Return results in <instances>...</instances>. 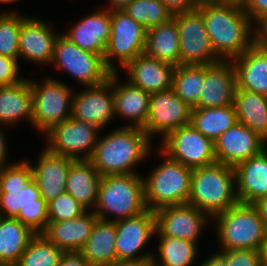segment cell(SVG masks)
<instances>
[{
    "mask_svg": "<svg viewBox=\"0 0 267 266\" xmlns=\"http://www.w3.org/2000/svg\"><path fill=\"white\" fill-rule=\"evenodd\" d=\"M27 119L32 125V91L29 79L0 86V125H13Z\"/></svg>",
    "mask_w": 267,
    "mask_h": 266,
    "instance_id": "obj_31",
    "label": "cell"
},
{
    "mask_svg": "<svg viewBox=\"0 0 267 266\" xmlns=\"http://www.w3.org/2000/svg\"><path fill=\"white\" fill-rule=\"evenodd\" d=\"M94 208L92 211L98 219L105 221L116 222L140 215L147 210L142 176L139 174L102 176ZM108 213L115 214V217L111 219Z\"/></svg>",
    "mask_w": 267,
    "mask_h": 266,
    "instance_id": "obj_5",
    "label": "cell"
},
{
    "mask_svg": "<svg viewBox=\"0 0 267 266\" xmlns=\"http://www.w3.org/2000/svg\"><path fill=\"white\" fill-rule=\"evenodd\" d=\"M256 30L253 31V45L259 49L267 51V15L258 18L253 25Z\"/></svg>",
    "mask_w": 267,
    "mask_h": 266,
    "instance_id": "obj_43",
    "label": "cell"
},
{
    "mask_svg": "<svg viewBox=\"0 0 267 266\" xmlns=\"http://www.w3.org/2000/svg\"><path fill=\"white\" fill-rule=\"evenodd\" d=\"M83 89L73 95L71 117L102 130L115 118L113 83L108 78L101 84L85 86Z\"/></svg>",
    "mask_w": 267,
    "mask_h": 266,
    "instance_id": "obj_17",
    "label": "cell"
},
{
    "mask_svg": "<svg viewBox=\"0 0 267 266\" xmlns=\"http://www.w3.org/2000/svg\"><path fill=\"white\" fill-rule=\"evenodd\" d=\"M51 64L57 70H63L70 74L83 86L101 84L108 79L111 73L100 54L84 51L64 33L58 35L55 40Z\"/></svg>",
    "mask_w": 267,
    "mask_h": 266,
    "instance_id": "obj_10",
    "label": "cell"
},
{
    "mask_svg": "<svg viewBox=\"0 0 267 266\" xmlns=\"http://www.w3.org/2000/svg\"><path fill=\"white\" fill-rule=\"evenodd\" d=\"M1 127V126H0ZM2 129L0 130V167L7 165L6 159H7V142L4 136V133H2Z\"/></svg>",
    "mask_w": 267,
    "mask_h": 266,
    "instance_id": "obj_49",
    "label": "cell"
},
{
    "mask_svg": "<svg viewBox=\"0 0 267 266\" xmlns=\"http://www.w3.org/2000/svg\"><path fill=\"white\" fill-rule=\"evenodd\" d=\"M123 10L146 29L165 23L173 16L161 0H133Z\"/></svg>",
    "mask_w": 267,
    "mask_h": 266,
    "instance_id": "obj_38",
    "label": "cell"
},
{
    "mask_svg": "<svg viewBox=\"0 0 267 266\" xmlns=\"http://www.w3.org/2000/svg\"><path fill=\"white\" fill-rule=\"evenodd\" d=\"M159 239L157 249L159 259L157 255H153L151 261L153 266H191L195 261L198 252L195 242L171 237H159Z\"/></svg>",
    "mask_w": 267,
    "mask_h": 266,
    "instance_id": "obj_35",
    "label": "cell"
},
{
    "mask_svg": "<svg viewBox=\"0 0 267 266\" xmlns=\"http://www.w3.org/2000/svg\"><path fill=\"white\" fill-rule=\"evenodd\" d=\"M58 266H92L79 251L64 252L59 259Z\"/></svg>",
    "mask_w": 267,
    "mask_h": 266,
    "instance_id": "obj_46",
    "label": "cell"
},
{
    "mask_svg": "<svg viewBox=\"0 0 267 266\" xmlns=\"http://www.w3.org/2000/svg\"><path fill=\"white\" fill-rule=\"evenodd\" d=\"M200 266H227L225 258L219 253L212 254L208 259L202 261Z\"/></svg>",
    "mask_w": 267,
    "mask_h": 266,
    "instance_id": "obj_48",
    "label": "cell"
},
{
    "mask_svg": "<svg viewBox=\"0 0 267 266\" xmlns=\"http://www.w3.org/2000/svg\"><path fill=\"white\" fill-rule=\"evenodd\" d=\"M97 219L92 210L86 211L74 219L48 222L42 234L63 252L80 251L91 235Z\"/></svg>",
    "mask_w": 267,
    "mask_h": 266,
    "instance_id": "obj_25",
    "label": "cell"
},
{
    "mask_svg": "<svg viewBox=\"0 0 267 266\" xmlns=\"http://www.w3.org/2000/svg\"><path fill=\"white\" fill-rule=\"evenodd\" d=\"M236 122L233 104L224 107L192 109L191 124L213 142Z\"/></svg>",
    "mask_w": 267,
    "mask_h": 266,
    "instance_id": "obj_34",
    "label": "cell"
},
{
    "mask_svg": "<svg viewBox=\"0 0 267 266\" xmlns=\"http://www.w3.org/2000/svg\"><path fill=\"white\" fill-rule=\"evenodd\" d=\"M151 262H141V261H116L110 266H149Z\"/></svg>",
    "mask_w": 267,
    "mask_h": 266,
    "instance_id": "obj_52",
    "label": "cell"
},
{
    "mask_svg": "<svg viewBox=\"0 0 267 266\" xmlns=\"http://www.w3.org/2000/svg\"><path fill=\"white\" fill-rule=\"evenodd\" d=\"M266 141L240 122H236L214 141L217 162L235 167L250 157L260 154Z\"/></svg>",
    "mask_w": 267,
    "mask_h": 266,
    "instance_id": "obj_18",
    "label": "cell"
},
{
    "mask_svg": "<svg viewBox=\"0 0 267 266\" xmlns=\"http://www.w3.org/2000/svg\"><path fill=\"white\" fill-rule=\"evenodd\" d=\"M165 155L147 177H143L147 209L156 211L167 206L186 204L191 190L193 170Z\"/></svg>",
    "mask_w": 267,
    "mask_h": 266,
    "instance_id": "obj_6",
    "label": "cell"
},
{
    "mask_svg": "<svg viewBox=\"0 0 267 266\" xmlns=\"http://www.w3.org/2000/svg\"><path fill=\"white\" fill-rule=\"evenodd\" d=\"M234 167L215 162L193 169L188 204L211 218L239 203Z\"/></svg>",
    "mask_w": 267,
    "mask_h": 266,
    "instance_id": "obj_4",
    "label": "cell"
},
{
    "mask_svg": "<svg viewBox=\"0 0 267 266\" xmlns=\"http://www.w3.org/2000/svg\"><path fill=\"white\" fill-rule=\"evenodd\" d=\"M251 204L256 209L258 216L263 221L265 230L267 232V197L259 198Z\"/></svg>",
    "mask_w": 267,
    "mask_h": 266,
    "instance_id": "obj_47",
    "label": "cell"
},
{
    "mask_svg": "<svg viewBox=\"0 0 267 266\" xmlns=\"http://www.w3.org/2000/svg\"><path fill=\"white\" fill-rule=\"evenodd\" d=\"M225 258L227 266H260L258 250L231 249L219 250Z\"/></svg>",
    "mask_w": 267,
    "mask_h": 266,
    "instance_id": "obj_41",
    "label": "cell"
},
{
    "mask_svg": "<svg viewBox=\"0 0 267 266\" xmlns=\"http://www.w3.org/2000/svg\"><path fill=\"white\" fill-rule=\"evenodd\" d=\"M133 0H109V8L106 7L109 11L114 10H123L128 4Z\"/></svg>",
    "mask_w": 267,
    "mask_h": 266,
    "instance_id": "obj_50",
    "label": "cell"
},
{
    "mask_svg": "<svg viewBox=\"0 0 267 266\" xmlns=\"http://www.w3.org/2000/svg\"><path fill=\"white\" fill-rule=\"evenodd\" d=\"M172 17L179 33L180 65H211L221 61L211 46L204 19L197 9Z\"/></svg>",
    "mask_w": 267,
    "mask_h": 266,
    "instance_id": "obj_12",
    "label": "cell"
},
{
    "mask_svg": "<svg viewBox=\"0 0 267 266\" xmlns=\"http://www.w3.org/2000/svg\"><path fill=\"white\" fill-rule=\"evenodd\" d=\"M243 9L254 23L258 18L267 15V0H247Z\"/></svg>",
    "mask_w": 267,
    "mask_h": 266,
    "instance_id": "obj_44",
    "label": "cell"
},
{
    "mask_svg": "<svg viewBox=\"0 0 267 266\" xmlns=\"http://www.w3.org/2000/svg\"><path fill=\"white\" fill-rule=\"evenodd\" d=\"M25 18L15 11L0 13V55L19 60V32Z\"/></svg>",
    "mask_w": 267,
    "mask_h": 266,
    "instance_id": "obj_39",
    "label": "cell"
},
{
    "mask_svg": "<svg viewBox=\"0 0 267 266\" xmlns=\"http://www.w3.org/2000/svg\"><path fill=\"white\" fill-rule=\"evenodd\" d=\"M0 216L16 218L36 234L48 226V202L27 160L0 167Z\"/></svg>",
    "mask_w": 267,
    "mask_h": 266,
    "instance_id": "obj_1",
    "label": "cell"
},
{
    "mask_svg": "<svg viewBox=\"0 0 267 266\" xmlns=\"http://www.w3.org/2000/svg\"><path fill=\"white\" fill-rule=\"evenodd\" d=\"M240 203L251 204L267 197V149L234 167Z\"/></svg>",
    "mask_w": 267,
    "mask_h": 266,
    "instance_id": "obj_26",
    "label": "cell"
},
{
    "mask_svg": "<svg viewBox=\"0 0 267 266\" xmlns=\"http://www.w3.org/2000/svg\"><path fill=\"white\" fill-rule=\"evenodd\" d=\"M147 29L137 23L124 10L111 11L110 36L103 55L105 66L118 71L113 59H118L119 67L124 68L138 55L144 53Z\"/></svg>",
    "mask_w": 267,
    "mask_h": 266,
    "instance_id": "obj_9",
    "label": "cell"
},
{
    "mask_svg": "<svg viewBox=\"0 0 267 266\" xmlns=\"http://www.w3.org/2000/svg\"><path fill=\"white\" fill-rule=\"evenodd\" d=\"M216 220L217 238L220 250L254 249L258 250L267 232L263 221L252 204L237 203L212 217Z\"/></svg>",
    "mask_w": 267,
    "mask_h": 266,
    "instance_id": "obj_7",
    "label": "cell"
},
{
    "mask_svg": "<svg viewBox=\"0 0 267 266\" xmlns=\"http://www.w3.org/2000/svg\"><path fill=\"white\" fill-rule=\"evenodd\" d=\"M144 53L159 61L179 66V33L175 19L147 29Z\"/></svg>",
    "mask_w": 267,
    "mask_h": 266,
    "instance_id": "obj_30",
    "label": "cell"
},
{
    "mask_svg": "<svg viewBox=\"0 0 267 266\" xmlns=\"http://www.w3.org/2000/svg\"><path fill=\"white\" fill-rule=\"evenodd\" d=\"M35 234L16 218L0 216V265L15 266Z\"/></svg>",
    "mask_w": 267,
    "mask_h": 266,
    "instance_id": "obj_33",
    "label": "cell"
},
{
    "mask_svg": "<svg viewBox=\"0 0 267 266\" xmlns=\"http://www.w3.org/2000/svg\"><path fill=\"white\" fill-rule=\"evenodd\" d=\"M18 60L0 55V86H10L24 80L19 77Z\"/></svg>",
    "mask_w": 267,
    "mask_h": 266,
    "instance_id": "obj_42",
    "label": "cell"
},
{
    "mask_svg": "<svg viewBox=\"0 0 267 266\" xmlns=\"http://www.w3.org/2000/svg\"><path fill=\"white\" fill-rule=\"evenodd\" d=\"M64 252L42 233L35 234L15 266H58Z\"/></svg>",
    "mask_w": 267,
    "mask_h": 266,
    "instance_id": "obj_37",
    "label": "cell"
},
{
    "mask_svg": "<svg viewBox=\"0 0 267 266\" xmlns=\"http://www.w3.org/2000/svg\"><path fill=\"white\" fill-rule=\"evenodd\" d=\"M79 252L92 266H110L116 262V222L97 219Z\"/></svg>",
    "mask_w": 267,
    "mask_h": 266,
    "instance_id": "obj_28",
    "label": "cell"
},
{
    "mask_svg": "<svg viewBox=\"0 0 267 266\" xmlns=\"http://www.w3.org/2000/svg\"><path fill=\"white\" fill-rule=\"evenodd\" d=\"M87 210L68 193H62L48 202V222L77 218Z\"/></svg>",
    "mask_w": 267,
    "mask_h": 266,
    "instance_id": "obj_40",
    "label": "cell"
},
{
    "mask_svg": "<svg viewBox=\"0 0 267 266\" xmlns=\"http://www.w3.org/2000/svg\"><path fill=\"white\" fill-rule=\"evenodd\" d=\"M48 22L26 17L19 32V58L40 64H51L54 44L59 34L49 27Z\"/></svg>",
    "mask_w": 267,
    "mask_h": 266,
    "instance_id": "obj_20",
    "label": "cell"
},
{
    "mask_svg": "<svg viewBox=\"0 0 267 266\" xmlns=\"http://www.w3.org/2000/svg\"><path fill=\"white\" fill-rule=\"evenodd\" d=\"M236 87V72L231 60L204 65V81L198 108L232 105Z\"/></svg>",
    "mask_w": 267,
    "mask_h": 266,
    "instance_id": "obj_19",
    "label": "cell"
},
{
    "mask_svg": "<svg viewBox=\"0 0 267 266\" xmlns=\"http://www.w3.org/2000/svg\"><path fill=\"white\" fill-rule=\"evenodd\" d=\"M161 144L160 151L192 170L217 162L214 142L191 123L170 132Z\"/></svg>",
    "mask_w": 267,
    "mask_h": 266,
    "instance_id": "obj_11",
    "label": "cell"
},
{
    "mask_svg": "<svg viewBox=\"0 0 267 266\" xmlns=\"http://www.w3.org/2000/svg\"><path fill=\"white\" fill-rule=\"evenodd\" d=\"M44 82L29 80L32 91V126L42 133L72 115L74 92L67 84L48 77Z\"/></svg>",
    "mask_w": 267,
    "mask_h": 266,
    "instance_id": "obj_8",
    "label": "cell"
},
{
    "mask_svg": "<svg viewBox=\"0 0 267 266\" xmlns=\"http://www.w3.org/2000/svg\"><path fill=\"white\" fill-rule=\"evenodd\" d=\"M118 71L111 72L109 79L113 83L114 115L128 120L127 126L144 128L146 125L151 94L135 86L129 80L118 83ZM134 121V122H133Z\"/></svg>",
    "mask_w": 267,
    "mask_h": 266,
    "instance_id": "obj_23",
    "label": "cell"
},
{
    "mask_svg": "<svg viewBox=\"0 0 267 266\" xmlns=\"http://www.w3.org/2000/svg\"><path fill=\"white\" fill-rule=\"evenodd\" d=\"M99 131L96 126L71 117L45 133L48 141L46 148L74 160H89L94 152Z\"/></svg>",
    "mask_w": 267,
    "mask_h": 266,
    "instance_id": "obj_13",
    "label": "cell"
},
{
    "mask_svg": "<svg viewBox=\"0 0 267 266\" xmlns=\"http://www.w3.org/2000/svg\"><path fill=\"white\" fill-rule=\"evenodd\" d=\"M166 8L172 13H182L197 8V0H161Z\"/></svg>",
    "mask_w": 267,
    "mask_h": 266,
    "instance_id": "obj_45",
    "label": "cell"
},
{
    "mask_svg": "<svg viewBox=\"0 0 267 266\" xmlns=\"http://www.w3.org/2000/svg\"><path fill=\"white\" fill-rule=\"evenodd\" d=\"M198 5L205 3H224V0H197Z\"/></svg>",
    "mask_w": 267,
    "mask_h": 266,
    "instance_id": "obj_54",
    "label": "cell"
},
{
    "mask_svg": "<svg viewBox=\"0 0 267 266\" xmlns=\"http://www.w3.org/2000/svg\"><path fill=\"white\" fill-rule=\"evenodd\" d=\"M128 80L149 94L173 89L176 66L142 53L130 61L123 70Z\"/></svg>",
    "mask_w": 267,
    "mask_h": 266,
    "instance_id": "obj_21",
    "label": "cell"
},
{
    "mask_svg": "<svg viewBox=\"0 0 267 266\" xmlns=\"http://www.w3.org/2000/svg\"><path fill=\"white\" fill-rule=\"evenodd\" d=\"M224 2L243 6L247 0H224Z\"/></svg>",
    "mask_w": 267,
    "mask_h": 266,
    "instance_id": "obj_53",
    "label": "cell"
},
{
    "mask_svg": "<svg viewBox=\"0 0 267 266\" xmlns=\"http://www.w3.org/2000/svg\"><path fill=\"white\" fill-rule=\"evenodd\" d=\"M15 1H17V0H0V3H3V4H11V3H14Z\"/></svg>",
    "mask_w": 267,
    "mask_h": 266,
    "instance_id": "obj_55",
    "label": "cell"
},
{
    "mask_svg": "<svg viewBox=\"0 0 267 266\" xmlns=\"http://www.w3.org/2000/svg\"><path fill=\"white\" fill-rule=\"evenodd\" d=\"M260 266H267V236L258 248Z\"/></svg>",
    "mask_w": 267,
    "mask_h": 266,
    "instance_id": "obj_51",
    "label": "cell"
},
{
    "mask_svg": "<svg viewBox=\"0 0 267 266\" xmlns=\"http://www.w3.org/2000/svg\"><path fill=\"white\" fill-rule=\"evenodd\" d=\"M111 11L99 10L82 18L64 35L84 51L102 57L110 36Z\"/></svg>",
    "mask_w": 267,
    "mask_h": 266,
    "instance_id": "obj_24",
    "label": "cell"
},
{
    "mask_svg": "<svg viewBox=\"0 0 267 266\" xmlns=\"http://www.w3.org/2000/svg\"><path fill=\"white\" fill-rule=\"evenodd\" d=\"M192 109L181 100L173 89L151 94L149 113L143 128L151 135L160 134L164 139L170 132L191 123Z\"/></svg>",
    "mask_w": 267,
    "mask_h": 266,
    "instance_id": "obj_15",
    "label": "cell"
},
{
    "mask_svg": "<svg viewBox=\"0 0 267 266\" xmlns=\"http://www.w3.org/2000/svg\"><path fill=\"white\" fill-rule=\"evenodd\" d=\"M101 177L89 160H75L69 168L65 192L89 211L95 207Z\"/></svg>",
    "mask_w": 267,
    "mask_h": 266,
    "instance_id": "obj_29",
    "label": "cell"
},
{
    "mask_svg": "<svg viewBox=\"0 0 267 266\" xmlns=\"http://www.w3.org/2000/svg\"><path fill=\"white\" fill-rule=\"evenodd\" d=\"M155 212L147 209L140 215L116 221L117 261L151 262L153 253L137 254L155 236Z\"/></svg>",
    "mask_w": 267,
    "mask_h": 266,
    "instance_id": "obj_14",
    "label": "cell"
},
{
    "mask_svg": "<svg viewBox=\"0 0 267 266\" xmlns=\"http://www.w3.org/2000/svg\"><path fill=\"white\" fill-rule=\"evenodd\" d=\"M204 81V65L176 66L173 90L191 108H198V100Z\"/></svg>",
    "mask_w": 267,
    "mask_h": 266,
    "instance_id": "obj_36",
    "label": "cell"
},
{
    "mask_svg": "<svg viewBox=\"0 0 267 266\" xmlns=\"http://www.w3.org/2000/svg\"><path fill=\"white\" fill-rule=\"evenodd\" d=\"M196 9L202 14L211 46L221 60H232L253 45L254 26L243 6L205 3Z\"/></svg>",
    "mask_w": 267,
    "mask_h": 266,
    "instance_id": "obj_2",
    "label": "cell"
},
{
    "mask_svg": "<svg viewBox=\"0 0 267 266\" xmlns=\"http://www.w3.org/2000/svg\"><path fill=\"white\" fill-rule=\"evenodd\" d=\"M99 137L89 161L101 176L138 174L134 168L151 152V140L143 128L124 125Z\"/></svg>",
    "mask_w": 267,
    "mask_h": 266,
    "instance_id": "obj_3",
    "label": "cell"
},
{
    "mask_svg": "<svg viewBox=\"0 0 267 266\" xmlns=\"http://www.w3.org/2000/svg\"><path fill=\"white\" fill-rule=\"evenodd\" d=\"M155 217V235L158 237L185 239L196 244L200 233L212 219L188 203L160 208L155 211Z\"/></svg>",
    "mask_w": 267,
    "mask_h": 266,
    "instance_id": "obj_16",
    "label": "cell"
},
{
    "mask_svg": "<svg viewBox=\"0 0 267 266\" xmlns=\"http://www.w3.org/2000/svg\"><path fill=\"white\" fill-rule=\"evenodd\" d=\"M233 106L237 122L267 142V96L236 87Z\"/></svg>",
    "mask_w": 267,
    "mask_h": 266,
    "instance_id": "obj_32",
    "label": "cell"
},
{
    "mask_svg": "<svg viewBox=\"0 0 267 266\" xmlns=\"http://www.w3.org/2000/svg\"><path fill=\"white\" fill-rule=\"evenodd\" d=\"M237 88L267 96V51L252 45L233 58Z\"/></svg>",
    "mask_w": 267,
    "mask_h": 266,
    "instance_id": "obj_27",
    "label": "cell"
},
{
    "mask_svg": "<svg viewBox=\"0 0 267 266\" xmlns=\"http://www.w3.org/2000/svg\"><path fill=\"white\" fill-rule=\"evenodd\" d=\"M74 161L70 157L55 154L44 148L37 164H31L41 197L47 202L65 193L69 168Z\"/></svg>",
    "mask_w": 267,
    "mask_h": 266,
    "instance_id": "obj_22",
    "label": "cell"
}]
</instances>
